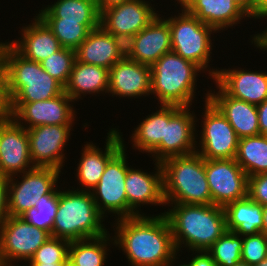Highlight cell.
Instances as JSON below:
<instances>
[{
  "instance_id": "obj_1",
  "label": "cell",
  "mask_w": 267,
  "mask_h": 266,
  "mask_svg": "<svg viewBox=\"0 0 267 266\" xmlns=\"http://www.w3.org/2000/svg\"><path fill=\"white\" fill-rule=\"evenodd\" d=\"M144 214L116 219L114 245L126 254L129 265L167 266L178 253L169 221L164 213Z\"/></svg>"
},
{
  "instance_id": "obj_2",
  "label": "cell",
  "mask_w": 267,
  "mask_h": 266,
  "mask_svg": "<svg viewBox=\"0 0 267 266\" xmlns=\"http://www.w3.org/2000/svg\"><path fill=\"white\" fill-rule=\"evenodd\" d=\"M164 212L177 252L208 250L226 231L224 208L218 205L169 204ZM183 245V246H182Z\"/></svg>"
},
{
  "instance_id": "obj_3",
  "label": "cell",
  "mask_w": 267,
  "mask_h": 266,
  "mask_svg": "<svg viewBox=\"0 0 267 266\" xmlns=\"http://www.w3.org/2000/svg\"><path fill=\"white\" fill-rule=\"evenodd\" d=\"M161 166L165 205L212 204L205 159L197 152L166 158L161 162Z\"/></svg>"
},
{
  "instance_id": "obj_4",
  "label": "cell",
  "mask_w": 267,
  "mask_h": 266,
  "mask_svg": "<svg viewBox=\"0 0 267 266\" xmlns=\"http://www.w3.org/2000/svg\"><path fill=\"white\" fill-rule=\"evenodd\" d=\"M89 191H60L51 237L76 241L102 236L109 231Z\"/></svg>"
},
{
  "instance_id": "obj_5",
  "label": "cell",
  "mask_w": 267,
  "mask_h": 266,
  "mask_svg": "<svg viewBox=\"0 0 267 266\" xmlns=\"http://www.w3.org/2000/svg\"><path fill=\"white\" fill-rule=\"evenodd\" d=\"M4 43L1 61L4 64L12 102H35L52 99L64 92V86L51 77L41 64L20 55Z\"/></svg>"
},
{
  "instance_id": "obj_6",
  "label": "cell",
  "mask_w": 267,
  "mask_h": 266,
  "mask_svg": "<svg viewBox=\"0 0 267 266\" xmlns=\"http://www.w3.org/2000/svg\"><path fill=\"white\" fill-rule=\"evenodd\" d=\"M151 68V95L160 105L190 107L194 100L198 73L203 71L195 63L174 51L162 55ZM158 97V98H157Z\"/></svg>"
},
{
  "instance_id": "obj_7",
  "label": "cell",
  "mask_w": 267,
  "mask_h": 266,
  "mask_svg": "<svg viewBox=\"0 0 267 266\" xmlns=\"http://www.w3.org/2000/svg\"><path fill=\"white\" fill-rule=\"evenodd\" d=\"M168 25L171 31L172 51L186 60L198 65L205 73L214 79L218 69H207L212 54V32L216 31L201 22L197 17L189 14L184 8L176 16L168 17Z\"/></svg>"
},
{
  "instance_id": "obj_8",
  "label": "cell",
  "mask_w": 267,
  "mask_h": 266,
  "mask_svg": "<svg viewBox=\"0 0 267 266\" xmlns=\"http://www.w3.org/2000/svg\"><path fill=\"white\" fill-rule=\"evenodd\" d=\"M61 171L52 167H34L19 176L8 180L9 216L21 217L30 208L35 207L43 195L55 194ZM17 179V180H16ZM18 182V183H17Z\"/></svg>"
},
{
  "instance_id": "obj_9",
  "label": "cell",
  "mask_w": 267,
  "mask_h": 266,
  "mask_svg": "<svg viewBox=\"0 0 267 266\" xmlns=\"http://www.w3.org/2000/svg\"><path fill=\"white\" fill-rule=\"evenodd\" d=\"M195 113L190 107L165 105V139L150 153L153 161L162 162L173 156H185L196 152Z\"/></svg>"
},
{
  "instance_id": "obj_10",
  "label": "cell",
  "mask_w": 267,
  "mask_h": 266,
  "mask_svg": "<svg viewBox=\"0 0 267 266\" xmlns=\"http://www.w3.org/2000/svg\"><path fill=\"white\" fill-rule=\"evenodd\" d=\"M208 97L209 91L205 94L200 145L196 144L201 149H196V152L207 160L235 159L240 138L225 116Z\"/></svg>"
},
{
  "instance_id": "obj_11",
  "label": "cell",
  "mask_w": 267,
  "mask_h": 266,
  "mask_svg": "<svg viewBox=\"0 0 267 266\" xmlns=\"http://www.w3.org/2000/svg\"><path fill=\"white\" fill-rule=\"evenodd\" d=\"M124 146L108 161L99 183L90 191L104 217L114 213L117 219L127 218L125 178L128 171Z\"/></svg>"
},
{
  "instance_id": "obj_12",
  "label": "cell",
  "mask_w": 267,
  "mask_h": 266,
  "mask_svg": "<svg viewBox=\"0 0 267 266\" xmlns=\"http://www.w3.org/2000/svg\"><path fill=\"white\" fill-rule=\"evenodd\" d=\"M51 234L35 227L22 217L9 216L0 225V261L29 262Z\"/></svg>"
},
{
  "instance_id": "obj_13",
  "label": "cell",
  "mask_w": 267,
  "mask_h": 266,
  "mask_svg": "<svg viewBox=\"0 0 267 266\" xmlns=\"http://www.w3.org/2000/svg\"><path fill=\"white\" fill-rule=\"evenodd\" d=\"M205 172L213 205L247 197L248 176L235 159H205Z\"/></svg>"
},
{
  "instance_id": "obj_14",
  "label": "cell",
  "mask_w": 267,
  "mask_h": 266,
  "mask_svg": "<svg viewBox=\"0 0 267 266\" xmlns=\"http://www.w3.org/2000/svg\"><path fill=\"white\" fill-rule=\"evenodd\" d=\"M72 102L65 92L49 100L12 102L13 119L25 129L41 125H74L76 111Z\"/></svg>"
},
{
  "instance_id": "obj_15",
  "label": "cell",
  "mask_w": 267,
  "mask_h": 266,
  "mask_svg": "<svg viewBox=\"0 0 267 266\" xmlns=\"http://www.w3.org/2000/svg\"><path fill=\"white\" fill-rule=\"evenodd\" d=\"M158 13L151 2L130 0L103 10L100 25L125 43L148 26Z\"/></svg>"
},
{
  "instance_id": "obj_16",
  "label": "cell",
  "mask_w": 267,
  "mask_h": 266,
  "mask_svg": "<svg viewBox=\"0 0 267 266\" xmlns=\"http://www.w3.org/2000/svg\"><path fill=\"white\" fill-rule=\"evenodd\" d=\"M72 125H41L27 129L30 158L34 167H52L61 171L64 148Z\"/></svg>"
},
{
  "instance_id": "obj_17",
  "label": "cell",
  "mask_w": 267,
  "mask_h": 266,
  "mask_svg": "<svg viewBox=\"0 0 267 266\" xmlns=\"http://www.w3.org/2000/svg\"><path fill=\"white\" fill-rule=\"evenodd\" d=\"M33 168L27 129L14 119L0 122V174L17 176Z\"/></svg>"
},
{
  "instance_id": "obj_18",
  "label": "cell",
  "mask_w": 267,
  "mask_h": 266,
  "mask_svg": "<svg viewBox=\"0 0 267 266\" xmlns=\"http://www.w3.org/2000/svg\"><path fill=\"white\" fill-rule=\"evenodd\" d=\"M157 17L125 43L126 56L138 63L152 66L172 50L171 31L167 18Z\"/></svg>"
},
{
  "instance_id": "obj_19",
  "label": "cell",
  "mask_w": 267,
  "mask_h": 266,
  "mask_svg": "<svg viewBox=\"0 0 267 266\" xmlns=\"http://www.w3.org/2000/svg\"><path fill=\"white\" fill-rule=\"evenodd\" d=\"M121 134L116 128L107 132L104 152L92 142L84 144L76 169L81 188L75 190L90 192L99 183L108 161L124 146Z\"/></svg>"
},
{
  "instance_id": "obj_20",
  "label": "cell",
  "mask_w": 267,
  "mask_h": 266,
  "mask_svg": "<svg viewBox=\"0 0 267 266\" xmlns=\"http://www.w3.org/2000/svg\"><path fill=\"white\" fill-rule=\"evenodd\" d=\"M155 173L144 172L128 166L125 178L127 196V218L140 215L141 205H163V170L160 162L155 161Z\"/></svg>"
},
{
  "instance_id": "obj_21",
  "label": "cell",
  "mask_w": 267,
  "mask_h": 266,
  "mask_svg": "<svg viewBox=\"0 0 267 266\" xmlns=\"http://www.w3.org/2000/svg\"><path fill=\"white\" fill-rule=\"evenodd\" d=\"M109 95L138 98L151 94V68L126 55L109 69Z\"/></svg>"
},
{
  "instance_id": "obj_22",
  "label": "cell",
  "mask_w": 267,
  "mask_h": 266,
  "mask_svg": "<svg viewBox=\"0 0 267 266\" xmlns=\"http://www.w3.org/2000/svg\"><path fill=\"white\" fill-rule=\"evenodd\" d=\"M239 69H220L213 80L235 99L254 105L267 100V73Z\"/></svg>"
},
{
  "instance_id": "obj_23",
  "label": "cell",
  "mask_w": 267,
  "mask_h": 266,
  "mask_svg": "<svg viewBox=\"0 0 267 266\" xmlns=\"http://www.w3.org/2000/svg\"><path fill=\"white\" fill-rule=\"evenodd\" d=\"M75 51L77 61L108 70L126 55L125 42L101 25L91 30Z\"/></svg>"
},
{
  "instance_id": "obj_24",
  "label": "cell",
  "mask_w": 267,
  "mask_h": 266,
  "mask_svg": "<svg viewBox=\"0 0 267 266\" xmlns=\"http://www.w3.org/2000/svg\"><path fill=\"white\" fill-rule=\"evenodd\" d=\"M216 88L218 92L210 89L208 99L225 116L237 136L243 138L260 134L257 105L227 95L217 84Z\"/></svg>"
},
{
  "instance_id": "obj_25",
  "label": "cell",
  "mask_w": 267,
  "mask_h": 266,
  "mask_svg": "<svg viewBox=\"0 0 267 266\" xmlns=\"http://www.w3.org/2000/svg\"><path fill=\"white\" fill-rule=\"evenodd\" d=\"M33 20L31 24L22 27L21 38L9 44L23 57L40 63L62 46L38 15Z\"/></svg>"
},
{
  "instance_id": "obj_26",
  "label": "cell",
  "mask_w": 267,
  "mask_h": 266,
  "mask_svg": "<svg viewBox=\"0 0 267 266\" xmlns=\"http://www.w3.org/2000/svg\"><path fill=\"white\" fill-rule=\"evenodd\" d=\"M184 9L216 33L239 24L243 18H250L234 0H191Z\"/></svg>"
},
{
  "instance_id": "obj_27",
  "label": "cell",
  "mask_w": 267,
  "mask_h": 266,
  "mask_svg": "<svg viewBox=\"0 0 267 266\" xmlns=\"http://www.w3.org/2000/svg\"><path fill=\"white\" fill-rule=\"evenodd\" d=\"M108 88V69L75 60L64 92L76 102L82 95L108 93Z\"/></svg>"
},
{
  "instance_id": "obj_28",
  "label": "cell",
  "mask_w": 267,
  "mask_h": 266,
  "mask_svg": "<svg viewBox=\"0 0 267 266\" xmlns=\"http://www.w3.org/2000/svg\"><path fill=\"white\" fill-rule=\"evenodd\" d=\"M223 208L227 231L242 237L263 232V206L248 196L242 200L230 202Z\"/></svg>"
},
{
  "instance_id": "obj_29",
  "label": "cell",
  "mask_w": 267,
  "mask_h": 266,
  "mask_svg": "<svg viewBox=\"0 0 267 266\" xmlns=\"http://www.w3.org/2000/svg\"><path fill=\"white\" fill-rule=\"evenodd\" d=\"M40 18H62L79 24H100L96 0H57L39 11Z\"/></svg>"
},
{
  "instance_id": "obj_30",
  "label": "cell",
  "mask_w": 267,
  "mask_h": 266,
  "mask_svg": "<svg viewBox=\"0 0 267 266\" xmlns=\"http://www.w3.org/2000/svg\"><path fill=\"white\" fill-rule=\"evenodd\" d=\"M235 160L248 177L267 173V136L240 138Z\"/></svg>"
},
{
  "instance_id": "obj_31",
  "label": "cell",
  "mask_w": 267,
  "mask_h": 266,
  "mask_svg": "<svg viewBox=\"0 0 267 266\" xmlns=\"http://www.w3.org/2000/svg\"><path fill=\"white\" fill-rule=\"evenodd\" d=\"M110 235L108 232L95 238L70 241L68 258L76 266H104L110 250L107 246L110 242L114 245Z\"/></svg>"
},
{
  "instance_id": "obj_32",
  "label": "cell",
  "mask_w": 267,
  "mask_h": 266,
  "mask_svg": "<svg viewBox=\"0 0 267 266\" xmlns=\"http://www.w3.org/2000/svg\"><path fill=\"white\" fill-rule=\"evenodd\" d=\"M132 147L135 151L150 154L165 139V105H160V109L149 114L142 122L134 128Z\"/></svg>"
},
{
  "instance_id": "obj_33",
  "label": "cell",
  "mask_w": 267,
  "mask_h": 266,
  "mask_svg": "<svg viewBox=\"0 0 267 266\" xmlns=\"http://www.w3.org/2000/svg\"><path fill=\"white\" fill-rule=\"evenodd\" d=\"M52 30L63 48L76 50L87 38L88 33L100 24H79L62 21V18H41Z\"/></svg>"
},
{
  "instance_id": "obj_34",
  "label": "cell",
  "mask_w": 267,
  "mask_h": 266,
  "mask_svg": "<svg viewBox=\"0 0 267 266\" xmlns=\"http://www.w3.org/2000/svg\"><path fill=\"white\" fill-rule=\"evenodd\" d=\"M243 237L226 231L208 250L218 266H234L242 260L241 250Z\"/></svg>"
},
{
  "instance_id": "obj_35",
  "label": "cell",
  "mask_w": 267,
  "mask_h": 266,
  "mask_svg": "<svg viewBox=\"0 0 267 266\" xmlns=\"http://www.w3.org/2000/svg\"><path fill=\"white\" fill-rule=\"evenodd\" d=\"M59 200V189L55 194L43 195L35 207L30 208L21 217L37 228L44 229L50 234L56 217Z\"/></svg>"
},
{
  "instance_id": "obj_36",
  "label": "cell",
  "mask_w": 267,
  "mask_h": 266,
  "mask_svg": "<svg viewBox=\"0 0 267 266\" xmlns=\"http://www.w3.org/2000/svg\"><path fill=\"white\" fill-rule=\"evenodd\" d=\"M76 60V51L69 48H61L40 62L41 67L63 86L68 82L73 64Z\"/></svg>"
},
{
  "instance_id": "obj_37",
  "label": "cell",
  "mask_w": 267,
  "mask_h": 266,
  "mask_svg": "<svg viewBox=\"0 0 267 266\" xmlns=\"http://www.w3.org/2000/svg\"><path fill=\"white\" fill-rule=\"evenodd\" d=\"M70 241L62 238L50 237L43 243L28 263H64L68 258Z\"/></svg>"
},
{
  "instance_id": "obj_38",
  "label": "cell",
  "mask_w": 267,
  "mask_h": 266,
  "mask_svg": "<svg viewBox=\"0 0 267 266\" xmlns=\"http://www.w3.org/2000/svg\"><path fill=\"white\" fill-rule=\"evenodd\" d=\"M241 258L250 266L267 258V235L263 232L243 236Z\"/></svg>"
},
{
  "instance_id": "obj_39",
  "label": "cell",
  "mask_w": 267,
  "mask_h": 266,
  "mask_svg": "<svg viewBox=\"0 0 267 266\" xmlns=\"http://www.w3.org/2000/svg\"><path fill=\"white\" fill-rule=\"evenodd\" d=\"M13 119L12 99L9 93L8 78L0 61V122Z\"/></svg>"
},
{
  "instance_id": "obj_40",
  "label": "cell",
  "mask_w": 267,
  "mask_h": 266,
  "mask_svg": "<svg viewBox=\"0 0 267 266\" xmlns=\"http://www.w3.org/2000/svg\"><path fill=\"white\" fill-rule=\"evenodd\" d=\"M247 196L262 206L267 205V173L248 177Z\"/></svg>"
},
{
  "instance_id": "obj_41",
  "label": "cell",
  "mask_w": 267,
  "mask_h": 266,
  "mask_svg": "<svg viewBox=\"0 0 267 266\" xmlns=\"http://www.w3.org/2000/svg\"><path fill=\"white\" fill-rule=\"evenodd\" d=\"M8 180L9 177L0 174V225L9 217Z\"/></svg>"
},
{
  "instance_id": "obj_42",
  "label": "cell",
  "mask_w": 267,
  "mask_h": 266,
  "mask_svg": "<svg viewBox=\"0 0 267 266\" xmlns=\"http://www.w3.org/2000/svg\"><path fill=\"white\" fill-rule=\"evenodd\" d=\"M192 253L195 256L191 254L193 258L187 262L189 266H218L207 251H192Z\"/></svg>"
},
{
  "instance_id": "obj_43",
  "label": "cell",
  "mask_w": 267,
  "mask_h": 266,
  "mask_svg": "<svg viewBox=\"0 0 267 266\" xmlns=\"http://www.w3.org/2000/svg\"><path fill=\"white\" fill-rule=\"evenodd\" d=\"M260 134L267 136V100L257 105Z\"/></svg>"
},
{
  "instance_id": "obj_44",
  "label": "cell",
  "mask_w": 267,
  "mask_h": 266,
  "mask_svg": "<svg viewBox=\"0 0 267 266\" xmlns=\"http://www.w3.org/2000/svg\"><path fill=\"white\" fill-rule=\"evenodd\" d=\"M265 17L267 18V0H258L255 3L254 13L250 18L262 19Z\"/></svg>"
},
{
  "instance_id": "obj_45",
  "label": "cell",
  "mask_w": 267,
  "mask_h": 266,
  "mask_svg": "<svg viewBox=\"0 0 267 266\" xmlns=\"http://www.w3.org/2000/svg\"><path fill=\"white\" fill-rule=\"evenodd\" d=\"M251 43L255 45V47L259 49H264L263 51H267V28L266 30L262 31L261 33H257L252 35ZM254 42V43H253Z\"/></svg>"
},
{
  "instance_id": "obj_46",
  "label": "cell",
  "mask_w": 267,
  "mask_h": 266,
  "mask_svg": "<svg viewBox=\"0 0 267 266\" xmlns=\"http://www.w3.org/2000/svg\"><path fill=\"white\" fill-rule=\"evenodd\" d=\"M127 1H130V0H96V3H97L98 11L99 13H101L103 10L109 7L122 4Z\"/></svg>"
},
{
  "instance_id": "obj_47",
  "label": "cell",
  "mask_w": 267,
  "mask_h": 266,
  "mask_svg": "<svg viewBox=\"0 0 267 266\" xmlns=\"http://www.w3.org/2000/svg\"><path fill=\"white\" fill-rule=\"evenodd\" d=\"M249 16L254 13V0H234Z\"/></svg>"
},
{
  "instance_id": "obj_48",
  "label": "cell",
  "mask_w": 267,
  "mask_h": 266,
  "mask_svg": "<svg viewBox=\"0 0 267 266\" xmlns=\"http://www.w3.org/2000/svg\"><path fill=\"white\" fill-rule=\"evenodd\" d=\"M263 233L267 235V205L263 206Z\"/></svg>"
},
{
  "instance_id": "obj_49",
  "label": "cell",
  "mask_w": 267,
  "mask_h": 266,
  "mask_svg": "<svg viewBox=\"0 0 267 266\" xmlns=\"http://www.w3.org/2000/svg\"><path fill=\"white\" fill-rule=\"evenodd\" d=\"M30 266H63V263H53V264H44V263H29Z\"/></svg>"
},
{
  "instance_id": "obj_50",
  "label": "cell",
  "mask_w": 267,
  "mask_h": 266,
  "mask_svg": "<svg viewBox=\"0 0 267 266\" xmlns=\"http://www.w3.org/2000/svg\"><path fill=\"white\" fill-rule=\"evenodd\" d=\"M14 264H16V263H14V262H4V261H0V266H21V265H19L18 263H17V265H14ZM22 266H24V265H22ZM26 266H28L27 264H26ZM30 266V265H29Z\"/></svg>"
},
{
  "instance_id": "obj_51",
  "label": "cell",
  "mask_w": 267,
  "mask_h": 266,
  "mask_svg": "<svg viewBox=\"0 0 267 266\" xmlns=\"http://www.w3.org/2000/svg\"><path fill=\"white\" fill-rule=\"evenodd\" d=\"M176 259H179V258L176 257L167 266H174V264L176 263ZM176 266H189V264L188 263H183V264L181 263V264H177Z\"/></svg>"
},
{
  "instance_id": "obj_52",
  "label": "cell",
  "mask_w": 267,
  "mask_h": 266,
  "mask_svg": "<svg viewBox=\"0 0 267 266\" xmlns=\"http://www.w3.org/2000/svg\"><path fill=\"white\" fill-rule=\"evenodd\" d=\"M181 8H184L191 0H176Z\"/></svg>"
},
{
  "instance_id": "obj_53",
  "label": "cell",
  "mask_w": 267,
  "mask_h": 266,
  "mask_svg": "<svg viewBox=\"0 0 267 266\" xmlns=\"http://www.w3.org/2000/svg\"><path fill=\"white\" fill-rule=\"evenodd\" d=\"M63 266H76L69 258L63 263Z\"/></svg>"
},
{
  "instance_id": "obj_54",
  "label": "cell",
  "mask_w": 267,
  "mask_h": 266,
  "mask_svg": "<svg viewBox=\"0 0 267 266\" xmlns=\"http://www.w3.org/2000/svg\"><path fill=\"white\" fill-rule=\"evenodd\" d=\"M234 266H250V265L246 263L245 261L240 260Z\"/></svg>"
},
{
  "instance_id": "obj_55",
  "label": "cell",
  "mask_w": 267,
  "mask_h": 266,
  "mask_svg": "<svg viewBox=\"0 0 267 266\" xmlns=\"http://www.w3.org/2000/svg\"><path fill=\"white\" fill-rule=\"evenodd\" d=\"M254 266H267V258L263 259L260 263L254 265Z\"/></svg>"
},
{
  "instance_id": "obj_56",
  "label": "cell",
  "mask_w": 267,
  "mask_h": 266,
  "mask_svg": "<svg viewBox=\"0 0 267 266\" xmlns=\"http://www.w3.org/2000/svg\"><path fill=\"white\" fill-rule=\"evenodd\" d=\"M3 45H4V42H0V61H1V51H2Z\"/></svg>"
}]
</instances>
